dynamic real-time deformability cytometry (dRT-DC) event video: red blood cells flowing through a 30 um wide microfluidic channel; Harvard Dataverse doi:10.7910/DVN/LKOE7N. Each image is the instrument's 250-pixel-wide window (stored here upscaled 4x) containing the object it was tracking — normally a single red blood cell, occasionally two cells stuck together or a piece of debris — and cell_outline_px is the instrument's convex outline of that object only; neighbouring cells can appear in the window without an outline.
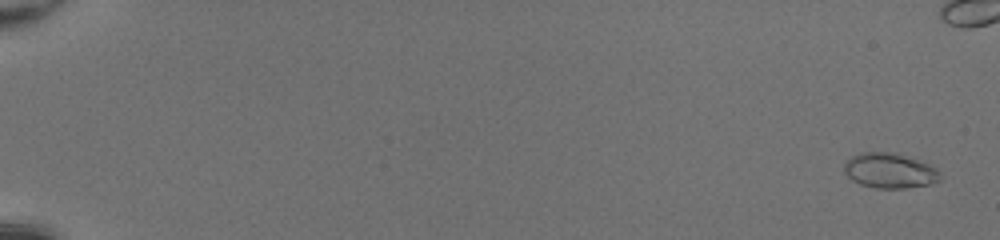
{"species": "common noctule bat (a hibernating species)", "species_latin": "Nyctalus noctula", "temperature_condition": "room temperature", "stored_images_in_passage": 47, "camera_frame_rate_fps": 3000, "um_per_image_px": 0.085, "animal": {"sex": "female", "body_mass_g": 20.0, "forearm_length_mm": 54.0}, "frame": {"image": 1, "passage_image": 3, "time_ms": 0.667, "image_size_px": [1000, 240], "cell_outline_px": [[940, 180], [932, 184], [908, 188], [876, 188], [860, 184], [852, 180], [844, 172], [844, 160], [860, 152], [896, 152], [928, 164], [936, 168], [940, 172]], "centroid_in_image_um": [75.61, 14.5], "position_along_channel_um": 9.4, "area_um2": 19.83}}
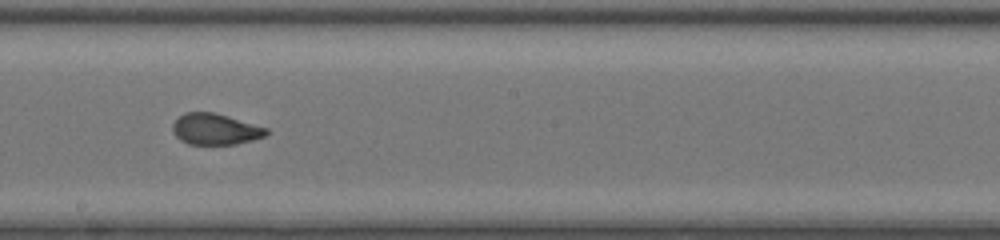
{"frame": {"image": 2, "passage_image": 33, "time_ms": 10.667, "image_size_px": [1000, 240], "cell_outline_px": [[268, 132], [264, 136], [252, 140], [236, 144], [188, 144], [180, 140], [172, 132], [172, 124], [184, 112], [216, 112], [268, 128]], "centroid_in_image_um": [18.28, 10.97], "position_along_channel_um": 229.9, "area_um2": 17.05}}
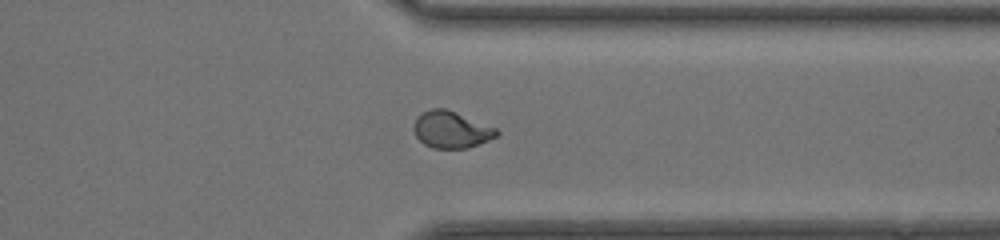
{"frame": {"image": 3, "passage_image": 43, "time_ms": 14.0, "image_size_px": [1000, 240], "cell_outline_px": [[500, 132], [496, 136], [488, 140], [468, 148], [432, 148], [424, 144], [416, 136], [412, 128], [412, 124], [416, 116], [432, 108], [444, 108], [496, 128]], "centroid_in_image_um": [38.31, 11.02], "position_along_channel_um": 373.1, "area_um2": 17.63}}